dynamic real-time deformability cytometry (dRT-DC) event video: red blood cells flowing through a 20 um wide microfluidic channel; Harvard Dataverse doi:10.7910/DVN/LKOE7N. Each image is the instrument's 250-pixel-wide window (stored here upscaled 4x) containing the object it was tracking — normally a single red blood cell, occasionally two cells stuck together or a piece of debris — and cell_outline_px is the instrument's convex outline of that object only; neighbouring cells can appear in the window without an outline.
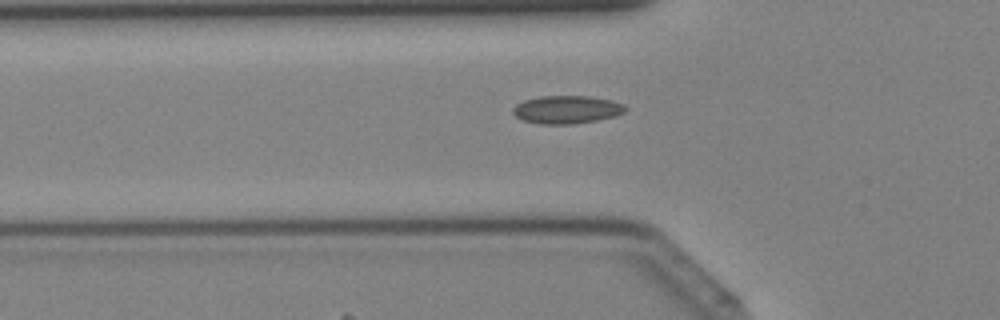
{"species": "Egyptian fruit bat (a non-hibernating species)", "species_latin": "Rousettus aegyptiacus", "temperature_condition": "cold", "stored_images_in_passage": 29, "camera_frame_rate_fps": 3000, "um_per_image_px": 0.085, "animal": {"sex": "female"}, "frame": {"image": 1, "passage_image": 6, "time_ms": 1.667, "image_size_px": [1000, 320], "cell_outline_px": [[628, 108], [624, 112], [616, 116], [596, 120], [572, 124], [540, 124], [524, 120], [516, 116], [512, 112], [512, 108], [516, 104], [524, 100], [540, 96], [588, 96], [608, 100], [624, 104]], "centroid_in_image_um": [48.16, 9.31], "position_along_channel_um": 77.6, "area_um2": 18.26}}
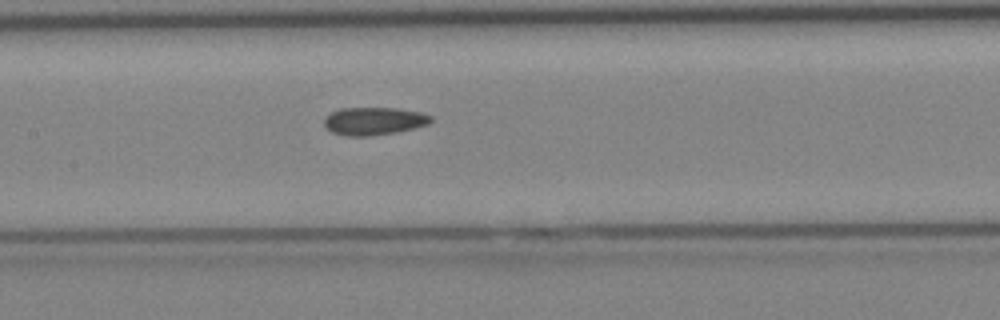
{"frame": {"image": 2, "passage_image": 12, "time_ms": 3.667, "image_size_px": [1000, 320], "cell_outline_px": [[432, 120], [428, 124], [396, 132], [368, 136], [344, 136], [332, 132], [324, 124], [324, 120], [332, 112], [340, 108], [396, 108], [420, 112], [432, 116]], "centroid_in_image_um": [31.78, 10.29], "position_along_channel_um": 175.6, "area_um2": 17.11}}
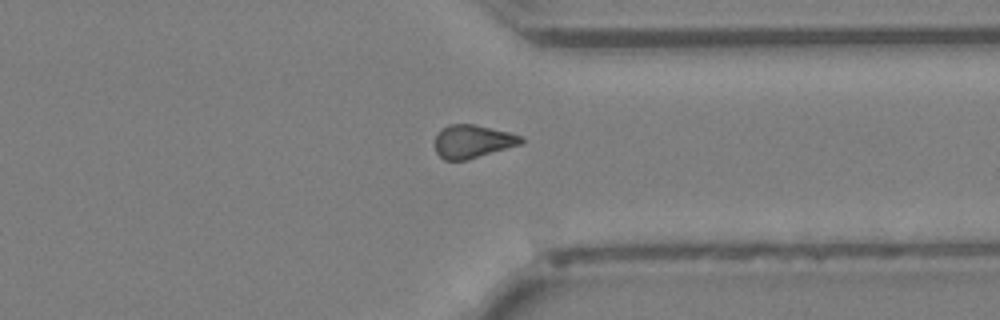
{"frame": {"image": 3, "passage_image": 24, "time_ms": 7.667, "image_size_px": [1000, 320], "cell_outline_px": [[524, 140], [520, 144], [468, 160], [444, 160], [436, 152], [436, 136], [448, 124], [472, 124], [508, 132], [524, 136]], "centroid_in_image_um": [40.19, 12.03], "position_along_channel_um": 371.2, "area_um2": 16.42}}